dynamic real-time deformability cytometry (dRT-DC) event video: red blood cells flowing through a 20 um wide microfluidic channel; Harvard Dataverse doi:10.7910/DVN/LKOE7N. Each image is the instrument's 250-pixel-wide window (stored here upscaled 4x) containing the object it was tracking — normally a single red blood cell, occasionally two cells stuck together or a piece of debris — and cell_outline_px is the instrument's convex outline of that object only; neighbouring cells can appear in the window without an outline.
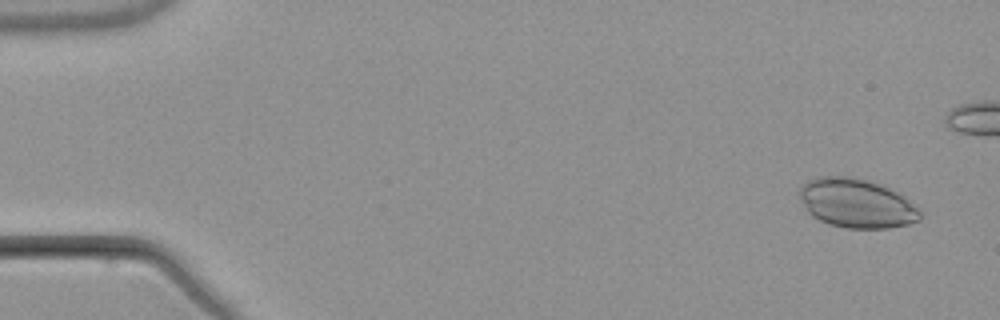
{"species": "common noctule bat (a hibernating species)", "species_latin": "Nyctalus noctula", "temperature_condition": "warm", "stored_images_in_passage": 7, "camera_frame_rate_fps": 3000, "um_per_image_px": 0.085, "animal": {"sex": "male", "body_mass_g": 21.5, "forearm_length_mm": 52.0}, "frame": {"image": 1, "passage_image": 1, "time_ms": 0.0, "image_size_px": [1000, 320], "cell_outline_px": [[920, 220], [908, 224], [888, 228], [848, 228], [832, 224], [820, 220], [812, 216], [808, 212], [800, 196], [800, 184], [808, 180], [820, 176], [848, 176], [868, 180], [880, 184], [904, 196], [916, 204], [920, 212]], "centroid_in_image_um": [72.82, 17.27], "position_along_channel_um": 12.2, "area_um2": 34.39}}
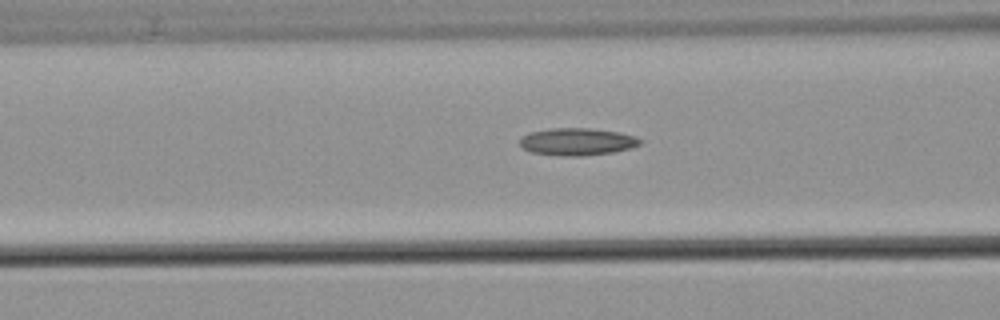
{"frame": {"image": 2, "passage_image": 7, "time_ms": 8.333, "image_size_px": [1000, 320], "cell_outline_px": [[644, 140], [640, 144], [628, 148], [612, 152], [584, 156], [564, 156], [532, 152], [524, 148], [520, 144], [520, 136], [528, 132], [552, 128], [588, 128], [620, 132], [636, 136]], "centroid_in_image_um": [49.06, 12.03], "position_along_channel_um": 117.5, "area_um2": 19.19}}